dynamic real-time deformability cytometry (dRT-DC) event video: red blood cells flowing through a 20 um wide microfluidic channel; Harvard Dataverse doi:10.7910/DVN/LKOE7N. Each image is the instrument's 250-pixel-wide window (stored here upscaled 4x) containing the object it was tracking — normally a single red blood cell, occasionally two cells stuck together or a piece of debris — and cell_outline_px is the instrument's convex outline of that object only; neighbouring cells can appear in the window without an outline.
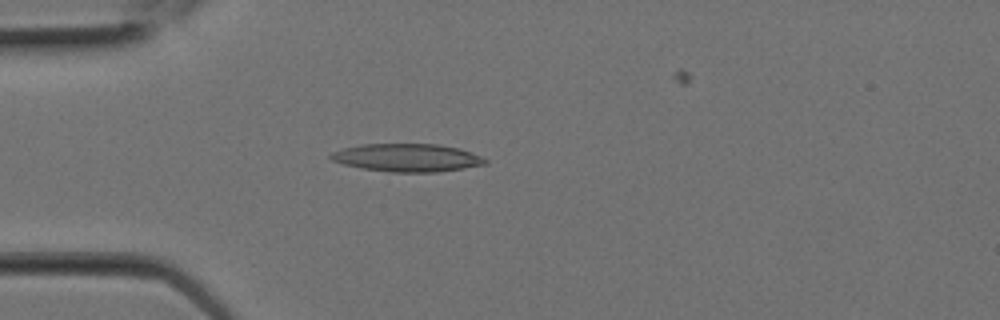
{"species": "Egyptian fruit bat (a non-hibernating species)", "species_latin": "Rousettus aegyptiacus", "temperature_condition": "room temperature", "stored_images_in_passage": 7, "camera_frame_rate_fps": 3000, "um_per_image_px": 0.085, "animal": {"sex": "female"}, "frame": {"image": 1, "passage_image": 5, "time_ms": 1.333, "image_size_px": [1000, 320], "cell_outline_px": [[488, 164], [464, 168], [436, 172], [392, 172], [360, 168], [344, 164], [332, 160], [328, 156], [332, 152], [344, 148], [364, 144], [440, 144], [460, 148], [472, 152], [488, 160]], "centroid_in_image_um": [34.64, 13.4], "position_along_channel_um": 50.4, "area_um2": 25.2}}
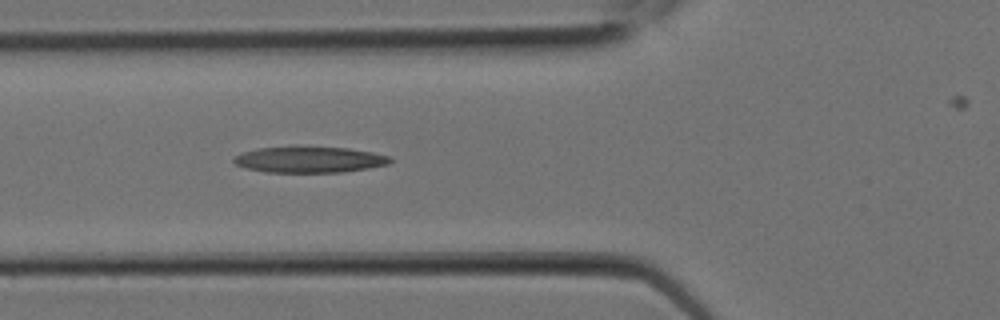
{"frame": {"image": 2, "passage_image": 7, "time_ms": 2.0, "image_size_px": [1000, 320], "cell_outline_px": [[392, 160], [388, 164], [368, 168], [340, 172], [264, 172], [244, 168], [236, 164], [232, 160], [236, 156], [244, 152], [256, 148], [292, 144], [296, 144], [348, 148], [372, 152], [392, 156]], "centroid_in_image_um": [26.27, 13.52], "position_along_channel_um": 99.5, "area_um2": 24.62}}